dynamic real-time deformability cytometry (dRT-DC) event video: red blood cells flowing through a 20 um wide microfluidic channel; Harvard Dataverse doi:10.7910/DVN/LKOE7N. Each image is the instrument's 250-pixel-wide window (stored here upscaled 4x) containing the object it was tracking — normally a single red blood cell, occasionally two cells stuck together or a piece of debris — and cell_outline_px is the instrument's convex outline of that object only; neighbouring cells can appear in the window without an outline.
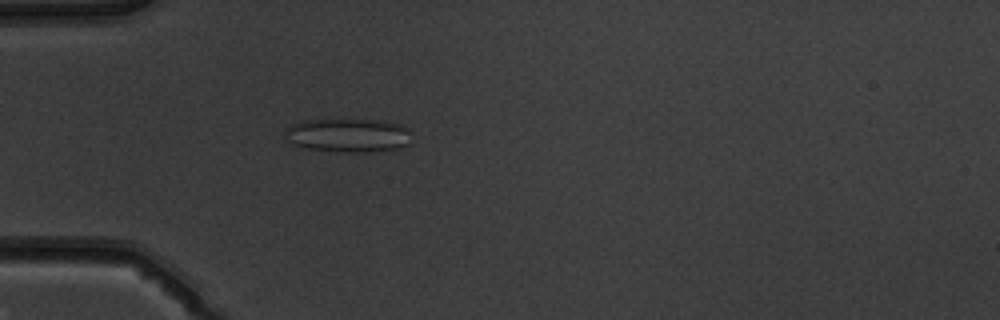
{"species": "common noctule bat (a hibernating species)", "species_latin": "Nyctalus noctula", "temperature_condition": "warm", "stored_images_in_passage": 50, "camera_frame_rate_fps": 3000, "um_per_image_px": 0.085, "animal": {"sex": "male", "body_mass_g": 19.5, "forearm_length_mm": 54.6}, "frame": {"image": 1, "passage_image": 14, "time_ms": 4.333, "image_size_px": [1000, 320], "cell_outline_px": [[408, 144], [400, 148], [364, 152], [340, 152], [304, 148], [288, 140], [284, 136], [284, 132], [292, 124], [304, 120], [384, 120], [400, 124], [408, 132]], "centroid_in_image_um": [29.56, 11.5], "position_along_channel_um": 55.4, "area_um2": 24.62}}
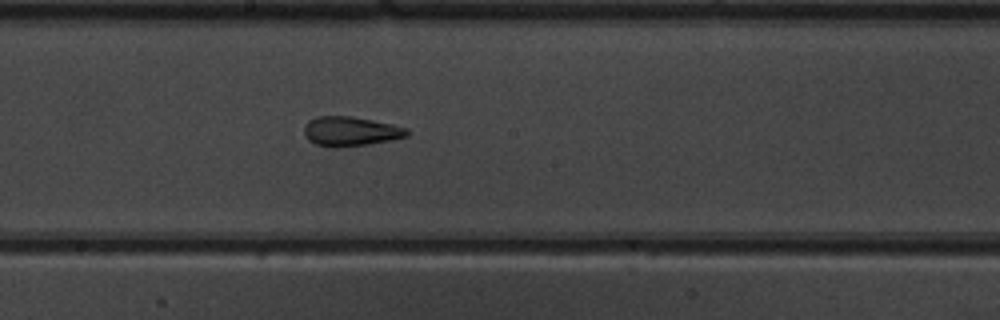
{"frame": {"image": 2, "passage_image": 27, "time_ms": 8.667, "image_size_px": [1000, 320], "cell_outline_px": [[412, 132], [408, 136], [368, 144], [336, 148], [316, 144], [308, 140], [304, 132], [304, 124], [308, 120], [316, 116], [352, 116], [392, 124], [408, 128]], "centroid_in_image_um": [29.79, 11.15], "position_along_channel_um": 218.4, "area_um2": 17.8}}
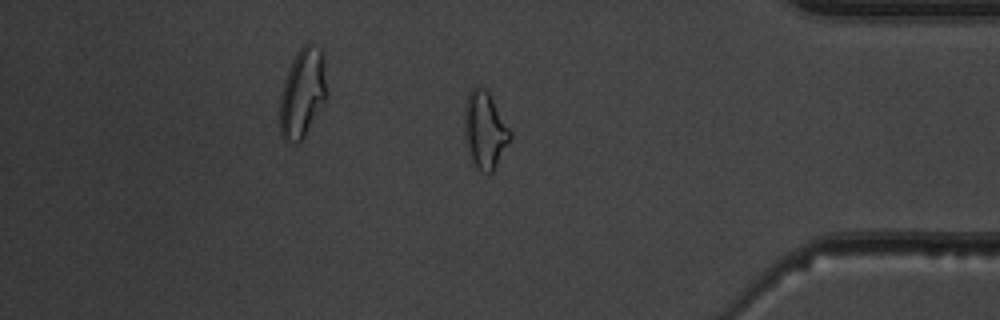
{"frame": {"image": 3, "passage_image": 42, "time_ms": 13.667, "image_size_px": [1000, 320], "cell_outline_px": [[512, 136], [492, 172], [480, 172], [476, 168], [472, 160], [468, 148], [464, 132], [464, 108], [468, 92], [472, 88], [484, 88], [488, 92], [512, 132]], "centroid_in_image_um": [41.2, 11.05], "position_along_channel_um": 394.0, "area_um2": 20.17}, "authors_computed_cell_mechanics": {"area_um2": 19.8832, "velocity_mm_per_s": 3.9522, "shape_relaxation_time_tau1_ms": null, "shape_relaxation_time_tau2_ms": 1.6634, "deformation_change_tau1": null, "deformation_change_tau2": 0.0985}}